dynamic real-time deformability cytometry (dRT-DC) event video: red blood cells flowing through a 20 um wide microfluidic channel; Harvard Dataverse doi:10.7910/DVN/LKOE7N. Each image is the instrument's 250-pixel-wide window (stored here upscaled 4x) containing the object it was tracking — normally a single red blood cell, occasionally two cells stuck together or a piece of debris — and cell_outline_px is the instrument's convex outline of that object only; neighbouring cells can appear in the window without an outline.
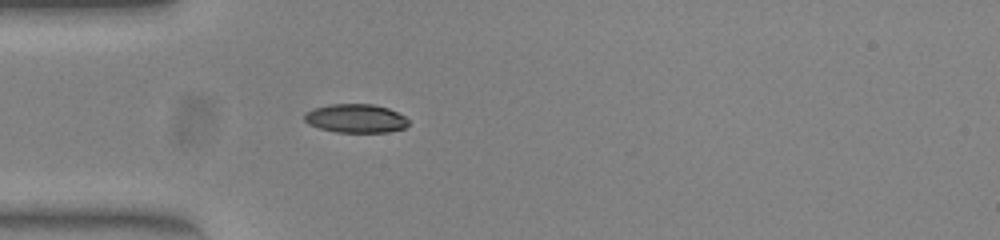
{"species": "common noctule bat (a hibernating species)", "species_latin": "Nyctalus noctula", "temperature_condition": "warm", "stored_images_in_passage": 39, "camera_frame_rate_fps": 3000, "um_per_image_px": 0.085, "animal": {"sex": "female", "body_mass_g": 23.0, "forearm_length_mm": 53.4}, "frame": {"image": 1, "passage_image": 2, "time_ms": 0.333, "image_size_px": [1000, 240], "cell_outline_px": [[408, 124], [404, 128], [388, 132], [336, 132], [320, 128], [308, 124], [304, 120], [304, 112], [312, 108], [332, 104], [372, 104], [388, 108], [404, 116], [408, 120]], "centroid_in_image_um": [30.2, 10.06], "position_along_channel_um": 54.8, "area_um2": 17.4}}
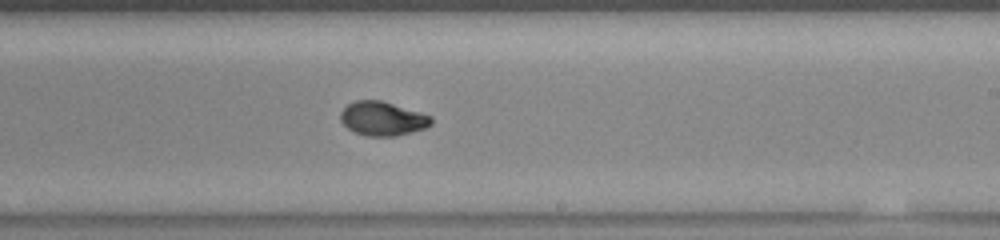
{"frame": {"image": 2, "passage_image": 18, "time_ms": 5.667, "image_size_px": [1000, 240], "cell_outline_px": [[432, 124], [424, 128], [396, 136], [368, 136], [352, 132], [340, 120], [340, 112], [348, 104], [356, 100], [380, 100], [420, 112], [432, 116]], "centroid_in_image_um": [32.5, 10.08], "position_along_channel_um": 256.5, "area_um2": 17.92}}
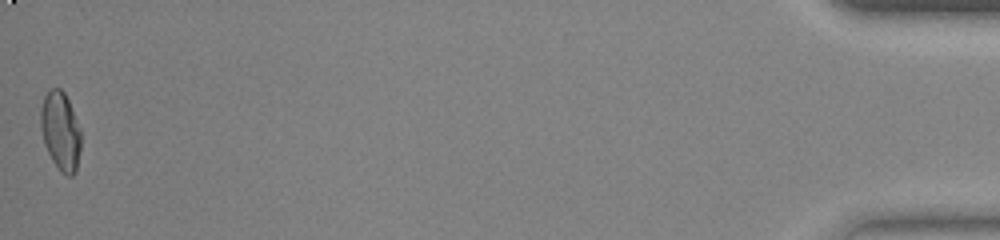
{"frame": {"image": 3, "passage_image": 39, "time_ms": 12.667, "image_size_px": [1000, 240], "cell_outline_px": [[80, 152], [76, 172], [72, 176], [68, 176], [60, 172], [52, 160], [44, 144], [40, 128], [40, 108], [44, 96], [52, 88], [60, 88], [64, 92], [68, 100], [80, 128]], "centroid_in_image_um": [5.13, 11.16], "position_along_channel_um": 430.1, "area_um2": 18.55}, "authors_computed_cell_mechanics": {"area_um2": 17.9758, "velocity_mm_per_s": 3.9008, "shape_relaxation_time_tau1_ms": 3.7737, "shape_relaxation_time_tau2_ms": 1.2129, "deformation_change_tau1": 0.1962, "deformation_change_tau2": 0.0409}}